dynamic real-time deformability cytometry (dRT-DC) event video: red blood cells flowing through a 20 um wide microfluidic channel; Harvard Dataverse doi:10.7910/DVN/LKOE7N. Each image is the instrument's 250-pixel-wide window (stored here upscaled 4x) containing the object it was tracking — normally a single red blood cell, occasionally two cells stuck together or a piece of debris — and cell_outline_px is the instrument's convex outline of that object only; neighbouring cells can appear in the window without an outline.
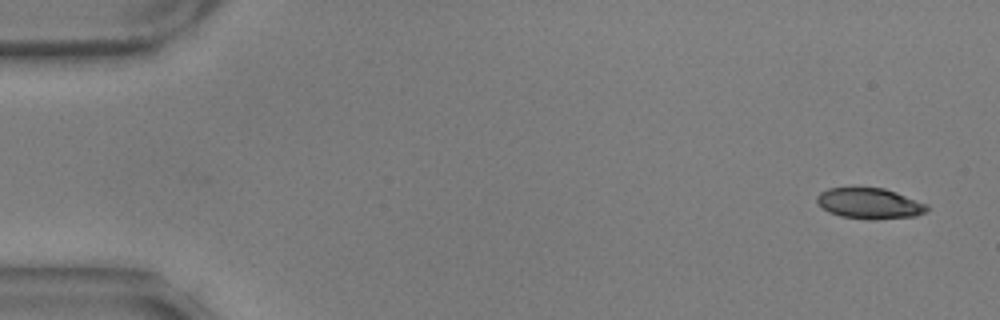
{"species": "common noctule bat (a hibernating species)", "species_latin": "Nyctalus noctula", "temperature_condition": "warm", "stored_images_in_passage": 55, "camera_frame_rate_fps": 3000, "um_per_image_px": 0.085, "animal": {"sex": "male", "body_mass_g": 17.9, "forearm_length_mm": 54.2}, "frame": {"image": 1, "passage_image": 1, "time_ms": 0.0, "image_size_px": [1000, 320], "cell_outline_px": [[928, 208], [924, 212], [916, 216], [876, 220], [868, 220], [840, 216], [828, 212], [816, 200], [816, 196], [820, 192], [828, 188], [884, 188], [896, 192], [928, 204]], "centroid_in_image_um": [73.92, 17.3], "position_along_channel_um": 11.1, "area_um2": 19.77}}
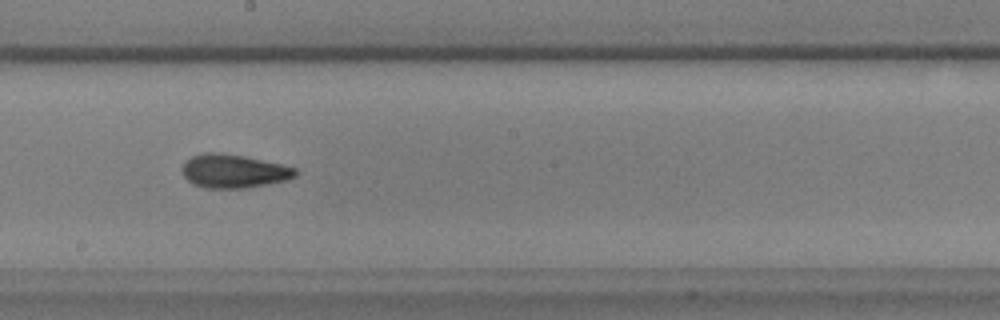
{"frame": {"image": 2, "passage_image": 30, "time_ms": 9.667, "image_size_px": [1000, 320], "cell_outline_px": [[300, 172], [296, 176], [288, 180], [244, 188], [204, 188], [192, 184], [180, 172], [180, 168], [184, 160], [192, 156], [204, 152], [216, 152], [244, 156], [284, 164], [296, 168]], "centroid_in_image_um": [19.85, 14.54], "position_along_channel_um": 228.4, "area_um2": 22.6}}
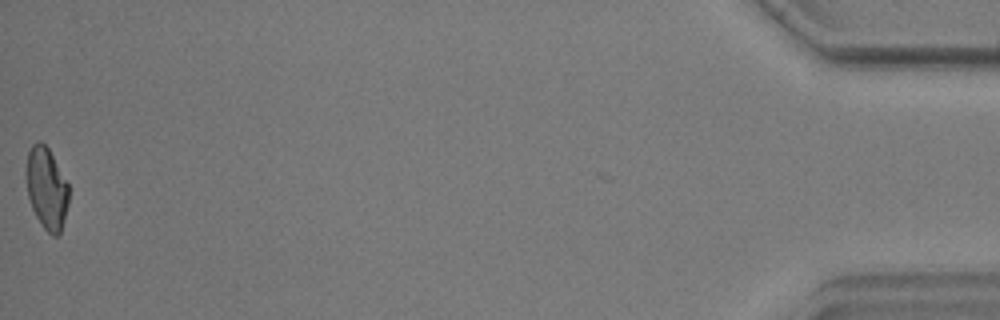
{"frame": {"image": 3, "passage_image": 55, "time_ms": 18.0, "image_size_px": [1000, 320], "cell_outline_px": [[68, 204], [64, 220], [60, 232], [56, 236], [52, 236], [44, 228], [36, 216], [32, 208], [28, 196], [24, 176], [24, 172], [28, 152], [32, 144], [36, 140], [40, 140], [48, 148], [68, 184]], "centroid_in_image_um": [3.92, 15.98], "position_along_channel_um": 431.3, "area_um2": 20.4}, "authors_computed_cell_mechanics": {"area_um2": 21.2126, "velocity_mm_per_s": 3.5683, "shape_relaxation_time_tau1_ms": 6.7976, "shape_relaxation_time_tau2_ms": 2.2854, "deformation_change_tau1": 0.1883, "deformation_change_tau2": 0.0773}}